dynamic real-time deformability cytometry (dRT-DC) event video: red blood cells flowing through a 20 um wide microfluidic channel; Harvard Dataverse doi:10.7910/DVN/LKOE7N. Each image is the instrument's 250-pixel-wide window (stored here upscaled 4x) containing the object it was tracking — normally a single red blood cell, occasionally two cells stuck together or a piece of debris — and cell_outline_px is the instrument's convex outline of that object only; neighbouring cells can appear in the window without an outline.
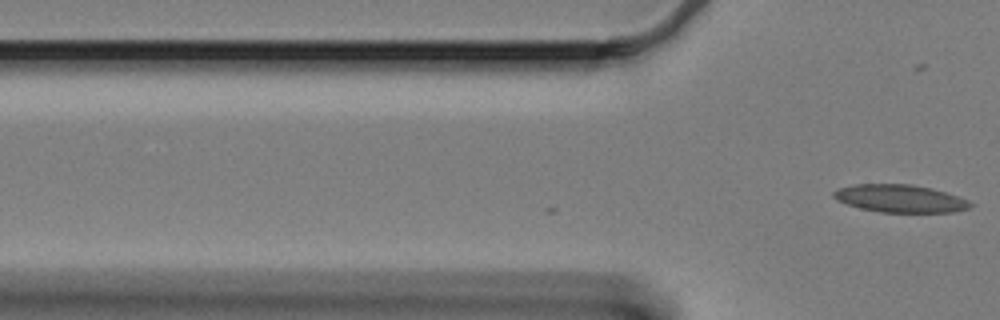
{"species": "Egyptian fruit bat (a non-hibernating species)", "species_latin": "Rousettus aegyptiacus", "temperature_condition": "cold", "stored_images_in_passage": 4, "camera_frame_rate_fps": 3000, "um_per_image_px": 0.085, "animal": {"sex": "female"}, "frame": {"image": 1, "passage_image": 4, "time_ms": 1.0, "image_size_px": [1000, 320], "cell_outline_px": [[972, 204], [968, 208], [952, 212], [880, 212], [860, 208], [836, 200], [832, 196], [832, 192], [836, 188], [856, 184], [912, 184], [932, 188], [968, 200]], "centroid_in_image_um": [76.45, 16.86], "position_along_channel_um": 49.4, "area_um2": 21.96}}